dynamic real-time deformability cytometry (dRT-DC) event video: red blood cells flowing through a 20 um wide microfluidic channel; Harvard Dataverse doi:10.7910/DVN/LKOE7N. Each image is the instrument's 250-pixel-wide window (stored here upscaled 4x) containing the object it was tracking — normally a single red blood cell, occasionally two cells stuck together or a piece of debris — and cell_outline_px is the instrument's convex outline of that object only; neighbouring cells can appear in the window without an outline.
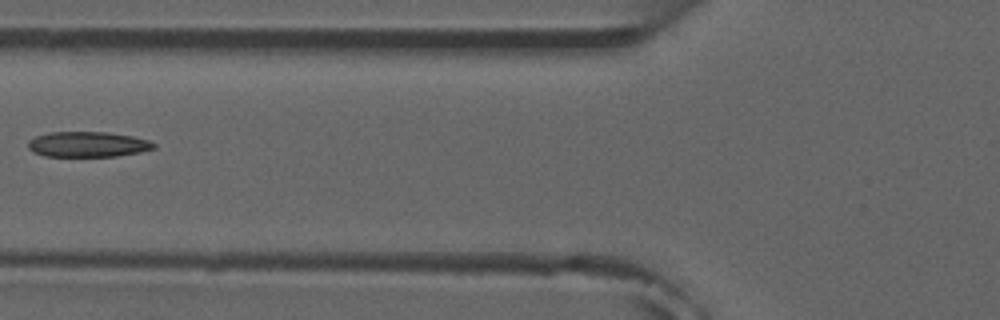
{"species": "common noctule bat (a hibernating species)", "species_latin": "Nyctalus noctula", "temperature_condition": "room temperature", "stored_images_in_passage": 6, "camera_frame_rate_fps": 3000, "um_per_image_px": 0.085, "animal": {"sex": "male", "forearm_length_mm": 52.5}, "frame": {"image": 1, "passage_image": 6, "time_ms": 5.667, "image_size_px": [1000, 320], "cell_outline_px": [[156, 148], [140, 152], [116, 156], [44, 156], [32, 152], [28, 148], [28, 140], [36, 136], [48, 132], [108, 132], [132, 136], [148, 140], [156, 144]], "centroid_in_image_um": [7.44, 12.27], "position_along_channel_um": 118.4, "area_um2": 18.67}}